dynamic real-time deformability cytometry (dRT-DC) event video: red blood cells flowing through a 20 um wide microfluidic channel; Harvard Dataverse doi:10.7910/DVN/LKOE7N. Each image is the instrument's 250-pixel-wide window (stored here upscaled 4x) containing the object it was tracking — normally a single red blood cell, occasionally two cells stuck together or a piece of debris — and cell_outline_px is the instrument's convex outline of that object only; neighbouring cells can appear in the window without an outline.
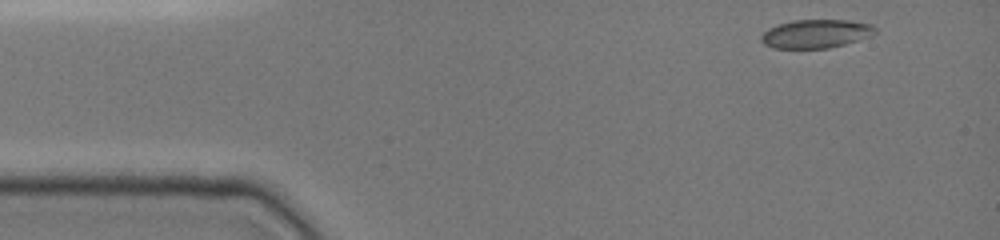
{"species": "common noctule bat (a hibernating species)", "species_latin": "Nyctalus noctula", "temperature_condition": "cold", "stored_images_in_passage": 39, "camera_frame_rate_fps": 3000, "um_per_image_px": 0.085, "animal": {"sex": "female", "body_mass_g": 19.0, "forearm_length_mm": 51.5}, "frame": {"image": 1, "passage_image": 1, "time_ms": 0.0, "image_size_px": [1000, 240], "cell_outline_px": [[876, 32], [872, 36], [844, 44], [828, 48], [772, 48], [764, 44], [760, 40], [760, 36], [768, 28], [776, 24], [792, 20], [848, 20], [872, 24], [876, 28]], "centroid_in_image_um": [69.34, 2.86], "position_along_channel_um": 15.7, "area_um2": 19.13}}
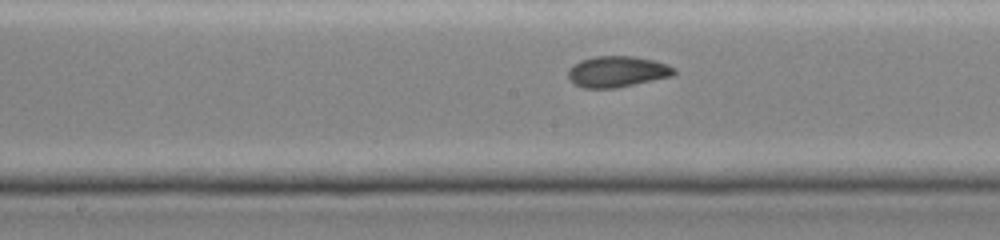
{"frame": {"image": 2, "passage_image": 21, "time_ms": 6.667, "image_size_px": [1000, 240], "cell_outline_px": [[676, 72], [672, 76], [616, 88], [584, 88], [576, 84], [568, 76], [568, 68], [572, 64], [580, 60], [592, 56], [632, 56], [652, 60], [668, 64], [676, 68]], "centroid_in_image_um": [52.45, 6.07], "position_along_channel_um": 195.7, "area_um2": 19.19}}
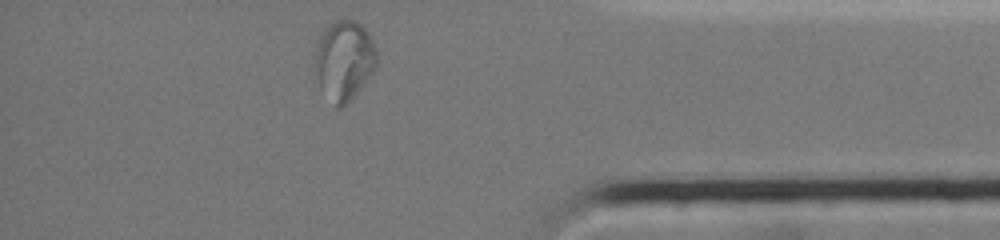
{"frame": {"image": 3, "passage_image": 38, "time_ms": 12.333, "image_size_px": [1000, 240], "cell_outline_px": [[376, 68], [352, 96], [340, 108], [336, 108], [320, 88], [316, 68], [316, 44], [324, 32], [336, 20], [356, 20], [368, 32], [372, 40], [376, 52]], "centroid_in_image_um": [29.26, 5.12], "position_along_channel_um": 405.9, "area_um2": 27.8}}